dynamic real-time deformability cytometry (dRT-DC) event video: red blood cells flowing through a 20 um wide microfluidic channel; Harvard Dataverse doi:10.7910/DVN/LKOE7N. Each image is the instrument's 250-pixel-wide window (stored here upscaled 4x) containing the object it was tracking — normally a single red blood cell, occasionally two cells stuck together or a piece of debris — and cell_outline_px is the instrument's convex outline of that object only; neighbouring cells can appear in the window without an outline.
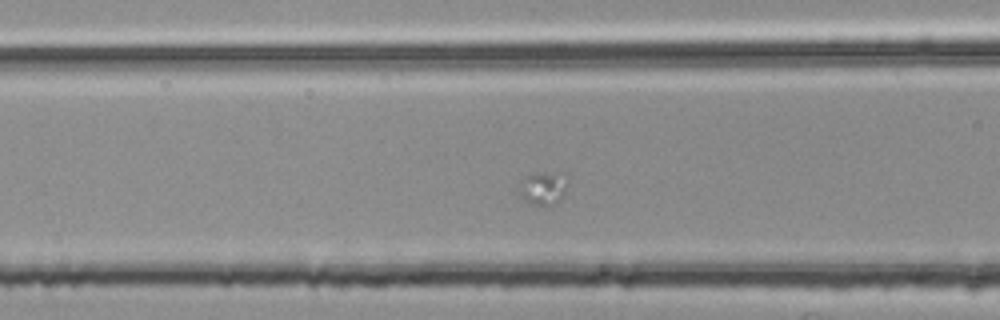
{"species": "common noctule bat (a hibernating species)", "species_latin": "Nyctalus noctula", "temperature_condition": "room temperature", "stored_images_in_passage": 10, "camera_frame_rate_fps": 3000, "um_per_image_px": 0.085, "animal": {"sex": "female", "body_mass_g": 25.1}, "frame": {"image": 1, "passage_image": 5, "time_ms": 1.333, "image_size_px": [1000, 320], "cell_outline_px": [[568, 188], [564, 196], [560, 200], [544, 208], [528, 204], [520, 200], [520, 188], [524, 176], [532, 172], [556, 172], [568, 176]], "centroid_in_image_um": [46.19, 16.02], "position_along_channel_um": 120.4, "area_um2": 10.12}}